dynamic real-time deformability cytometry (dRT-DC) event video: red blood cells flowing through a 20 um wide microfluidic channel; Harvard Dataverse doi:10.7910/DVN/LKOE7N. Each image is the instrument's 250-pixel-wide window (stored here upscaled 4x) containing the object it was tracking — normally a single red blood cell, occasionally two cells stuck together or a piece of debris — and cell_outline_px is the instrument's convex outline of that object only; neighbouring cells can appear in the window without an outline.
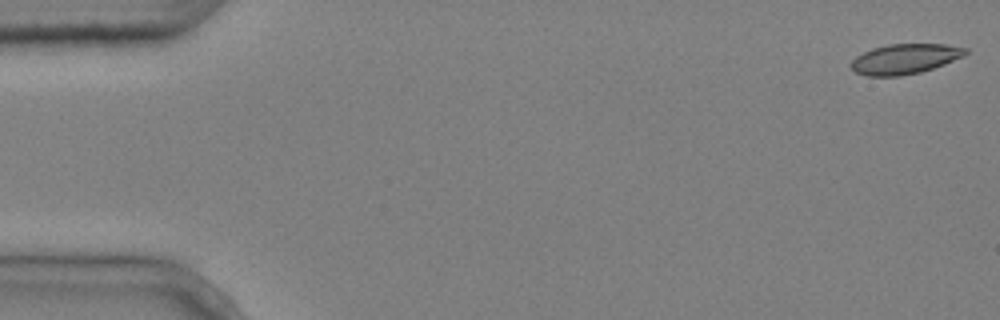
{"species": "common noctule bat (a hibernating species)", "species_latin": "Nyctalus noctula", "temperature_condition": "cold", "stored_images_in_passage": 5, "camera_frame_rate_fps": 3000, "um_per_image_px": 0.085, "animal": {"sex": "male", "body_mass_g": 20.4}, "frame": {"image": 1, "passage_image": 1, "time_ms": 0.0, "image_size_px": [1000, 320], "cell_outline_px": [[968, 52], [964, 56], [944, 64], [920, 72], [900, 76], [868, 76], [856, 72], [848, 64], [856, 56], [872, 48], [888, 44], [944, 44], [968, 48]], "centroid_in_image_um": [76.9, 5.0], "position_along_channel_um": 8.1, "area_um2": 20.06}}
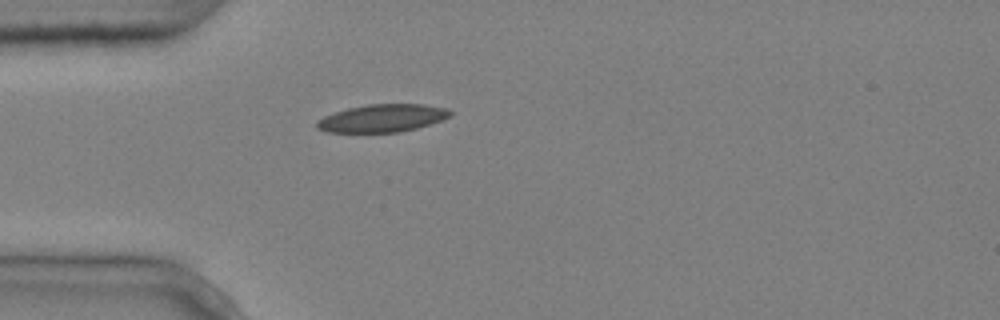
{"frame": {"image": 2, "passage_image": 5, "time_ms": 1.333, "image_size_px": [1000, 320], "cell_outline_px": [[452, 116], [416, 128], [400, 132], [328, 132], [316, 128], [316, 120], [324, 116], [348, 108], [368, 104], [424, 104], [448, 108], [452, 112]], "centroid_in_image_um": [32.5, 10.04], "position_along_channel_um": 52.5, "area_um2": 21.5}}